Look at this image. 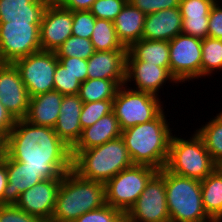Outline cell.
<instances>
[{"label": "cell", "mask_w": 222, "mask_h": 222, "mask_svg": "<svg viewBox=\"0 0 222 222\" xmlns=\"http://www.w3.org/2000/svg\"><path fill=\"white\" fill-rule=\"evenodd\" d=\"M58 62L71 72L81 83L87 79V60L78 57H57Z\"/></svg>", "instance_id": "ab89813d"}, {"label": "cell", "mask_w": 222, "mask_h": 222, "mask_svg": "<svg viewBox=\"0 0 222 222\" xmlns=\"http://www.w3.org/2000/svg\"><path fill=\"white\" fill-rule=\"evenodd\" d=\"M146 15L129 1L113 21L119 41L127 49L142 38Z\"/></svg>", "instance_id": "d4e9b609"}, {"label": "cell", "mask_w": 222, "mask_h": 222, "mask_svg": "<svg viewBox=\"0 0 222 222\" xmlns=\"http://www.w3.org/2000/svg\"><path fill=\"white\" fill-rule=\"evenodd\" d=\"M40 25L0 22V63H14L17 59L42 50Z\"/></svg>", "instance_id": "9c48e42d"}, {"label": "cell", "mask_w": 222, "mask_h": 222, "mask_svg": "<svg viewBox=\"0 0 222 222\" xmlns=\"http://www.w3.org/2000/svg\"><path fill=\"white\" fill-rule=\"evenodd\" d=\"M125 214L110 205L105 204L102 207L84 213L74 222H122Z\"/></svg>", "instance_id": "e575fe53"}, {"label": "cell", "mask_w": 222, "mask_h": 222, "mask_svg": "<svg viewBox=\"0 0 222 222\" xmlns=\"http://www.w3.org/2000/svg\"><path fill=\"white\" fill-rule=\"evenodd\" d=\"M132 165L122 137L82 150L72 159V170L81 178L104 184Z\"/></svg>", "instance_id": "277c9868"}, {"label": "cell", "mask_w": 222, "mask_h": 222, "mask_svg": "<svg viewBox=\"0 0 222 222\" xmlns=\"http://www.w3.org/2000/svg\"><path fill=\"white\" fill-rule=\"evenodd\" d=\"M201 77L222 70V39H202Z\"/></svg>", "instance_id": "4dcf8cb0"}, {"label": "cell", "mask_w": 222, "mask_h": 222, "mask_svg": "<svg viewBox=\"0 0 222 222\" xmlns=\"http://www.w3.org/2000/svg\"><path fill=\"white\" fill-rule=\"evenodd\" d=\"M0 158L6 163L8 183L3 194V205H15L20 194L44 180L25 164L9 158L3 151Z\"/></svg>", "instance_id": "ac0fdd59"}, {"label": "cell", "mask_w": 222, "mask_h": 222, "mask_svg": "<svg viewBox=\"0 0 222 222\" xmlns=\"http://www.w3.org/2000/svg\"><path fill=\"white\" fill-rule=\"evenodd\" d=\"M207 124L196 130V133L203 139L212 160L218 167L222 165V111L211 118Z\"/></svg>", "instance_id": "83f0119b"}, {"label": "cell", "mask_w": 222, "mask_h": 222, "mask_svg": "<svg viewBox=\"0 0 222 222\" xmlns=\"http://www.w3.org/2000/svg\"><path fill=\"white\" fill-rule=\"evenodd\" d=\"M62 100L63 94L55 90L30 97L25 120L33 125L54 128Z\"/></svg>", "instance_id": "603a6c76"}, {"label": "cell", "mask_w": 222, "mask_h": 222, "mask_svg": "<svg viewBox=\"0 0 222 222\" xmlns=\"http://www.w3.org/2000/svg\"><path fill=\"white\" fill-rule=\"evenodd\" d=\"M2 146H3V142L0 140V155L2 153Z\"/></svg>", "instance_id": "f6af8a7d"}, {"label": "cell", "mask_w": 222, "mask_h": 222, "mask_svg": "<svg viewBox=\"0 0 222 222\" xmlns=\"http://www.w3.org/2000/svg\"><path fill=\"white\" fill-rule=\"evenodd\" d=\"M72 11L51 0L40 25V46L43 51L56 50L72 35Z\"/></svg>", "instance_id": "4fadbf2b"}, {"label": "cell", "mask_w": 222, "mask_h": 222, "mask_svg": "<svg viewBox=\"0 0 222 222\" xmlns=\"http://www.w3.org/2000/svg\"><path fill=\"white\" fill-rule=\"evenodd\" d=\"M62 178L45 179L20 194L18 208L43 222L52 218Z\"/></svg>", "instance_id": "9a60e30c"}, {"label": "cell", "mask_w": 222, "mask_h": 222, "mask_svg": "<svg viewBox=\"0 0 222 222\" xmlns=\"http://www.w3.org/2000/svg\"><path fill=\"white\" fill-rule=\"evenodd\" d=\"M80 86L81 82L58 62L54 73V90L63 95L78 94Z\"/></svg>", "instance_id": "836d02e7"}, {"label": "cell", "mask_w": 222, "mask_h": 222, "mask_svg": "<svg viewBox=\"0 0 222 222\" xmlns=\"http://www.w3.org/2000/svg\"><path fill=\"white\" fill-rule=\"evenodd\" d=\"M217 0H180L182 34L199 39L208 37L209 14Z\"/></svg>", "instance_id": "44dd1931"}, {"label": "cell", "mask_w": 222, "mask_h": 222, "mask_svg": "<svg viewBox=\"0 0 222 222\" xmlns=\"http://www.w3.org/2000/svg\"><path fill=\"white\" fill-rule=\"evenodd\" d=\"M160 100L156 95L124 84L116 92L112 111L124 130L155 119L164 110Z\"/></svg>", "instance_id": "52a82bcc"}, {"label": "cell", "mask_w": 222, "mask_h": 222, "mask_svg": "<svg viewBox=\"0 0 222 222\" xmlns=\"http://www.w3.org/2000/svg\"><path fill=\"white\" fill-rule=\"evenodd\" d=\"M113 110V100H100L96 102L83 103L80 114L82 130L95 124L104 115Z\"/></svg>", "instance_id": "d6a6232c"}, {"label": "cell", "mask_w": 222, "mask_h": 222, "mask_svg": "<svg viewBox=\"0 0 222 222\" xmlns=\"http://www.w3.org/2000/svg\"><path fill=\"white\" fill-rule=\"evenodd\" d=\"M72 36L90 39L96 21L90 11H72Z\"/></svg>", "instance_id": "8d00e7d4"}, {"label": "cell", "mask_w": 222, "mask_h": 222, "mask_svg": "<svg viewBox=\"0 0 222 222\" xmlns=\"http://www.w3.org/2000/svg\"><path fill=\"white\" fill-rule=\"evenodd\" d=\"M82 105L83 102L78 94L63 95L54 131L70 148L76 144L81 136L80 114Z\"/></svg>", "instance_id": "d6986e66"}, {"label": "cell", "mask_w": 222, "mask_h": 222, "mask_svg": "<svg viewBox=\"0 0 222 222\" xmlns=\"http://www.w3.org/2000/svg\"><path fill=\"white\" fill-rule=\"evenodd\" d=\"M51 0H0V22L41 24Z\"/></svg>", "instance_id": "cb8c5ba5"}, {"label": "cell", "mask_w": 222, "mask_h": 222, "mask_svg": "<svg viewBox=\"0 0 222 222\" xmlns=\"http://www.w3.org/2000/svg\"><path fill=\"white\" fill-rule=\"evenodd\" d=\"M30 96L13 63H0V102L15 120L25 119Z\"/></svg>", "instance_id": "5bb4252c"}, {"label": "cell", "mask_w": 222, "mask_h": 222, "mask_svg": "<svg viewBox=\"0 0 222 222\" xmlns=\"http://www.w3.org/2000/svg\"><path fill=\"white\" fill-rule=\"evenodd\" d=\"M219 5L220 1L218 0L214 3L209 14L208 37L214 39H222V4Z\"/></svg>", "instance_id": "60d3db41"}, {"label": "cell", "mask_w": 222, "mask_h": 222, "mask_svg": "<svg viewBox=\"0 0 222 222\" xmlns=\"http://www.w3.org/2000/svg\"><path fill=\"white\" fill-rule=\"evenodd\" d=\"M91 42L95 51L127 50L119 41L113 21L96 19Z\"/></svg>", "instance_id": "f546056e"}, {"label": "cell", "mask_w": 222, "mask_h": 222, "mask_svg": "<svg viewBox=\"0 0 222 222\" xmlns=\"http://www.w3.org/2000/svg\"><path fill=\"white\" fill-rule=\"evenodd\" d=\"M2 151L11 159L25 164L45 179L62 178L72 170L71 148L55 133L54 128L16 120L3 141Z\"/></svg>", "instance_id": "6da1fadb"}, {"label": "cell", "mask_w": 222, "mask_h": 222, "mask_svg": "<svg viewBox=\"0 0 222 222\" xmlns=\"http://www.w3.org/2000/svg\"><path fill=\"white\" fill-rule=\"evenodd\" d=\"M15 122L16 120L0 102V140L2 142L6 139L14 127Z\"/></svg>", "instance_id": "b9f144b4"}, {"label": "cell", "mask_w": 222, "mask_h": 222, "mask_svg": "<svg viewBox=\"0 0 222 222\" xmlns=\"http://www.w3.org/2000/svg\"><path fill=\"white\" fill-rule=\"evenodd\" d=\"M60 6L71 11H90L96 0H55Z\"/></svg>", "instance_id": "7bdbcfd3"}, {"label": "cell", "mask_w": 222, "mask_h": 222, "mask_svg": "<svg viewBox=\"0 0 222 222\" xmlns=\"http://www.w3.org/2000/svg\"><path fill=\"white\" fill-rule=\"evenodd\" d=\"M193 135V136H192ZM190 139L172 136L165 168L176 175L205 179L218 166L205 147L203 139L196 133Z\"/></svg>", "instance_id": "8992f818"}, {"label": "cell", "mask_w": 222, "mask_h": 222, "mask_svg": "<svg viewBox=\"0 0 222 222\" xmlns=\"http://www.w3.org/2000/svg\"><path fill=\"white\" fill-rule=\"evenodd\" d=\"M211 222H222V220H212Z\"/></svg>", "instance_id": "bcb514c9"}, {"label": "cell", "mask_w": 222, "mask_h": 222, "mask_svg": "<svg viewBox=\"0 0 222 222\" xmlns=\"http://www.w3.org/2000/svg\"><path fill=\"white\" fill-rule=\"evenodd\" d=\"M95 52L91 39L78 36L68 37L56 50L57 57H78L88 60Z\"/></svg>", "instance_id": "1f68e13d"}, {"label": "cell", "mask_w": 222, "mask_h": 222, "mask_svg": "<svg viewBox=\"0 0 222 222\" xmlns=\"http://www.w3.org/2000/svg\"><path fill=\"white\" fill-rule=\"evenodd\" d=\"M157 172L151 166L138 164L122 170L105 183L106 204L126 214Z\"/></svg>", "instance_id": "ba28073f"}, {"label": "cell", "mask_w": 222, "mask_h": 222, "mask_svg": "<svg viewBox=\"0 0 222 222\" xmlns=\"http://www.w3.org/2000/svg\"><path fill=\"white\" fill-rule=\"evenodd\" d=\"M128 0H96L90 12L96 19L114 21Z\"/></svg>", "instance_id": "d590c367"}, {"label": "cell", "mask_w": 222, "mask_h": 222, "mask_svg": "<svg viewBox=\"0 0 222 222\" xmlns=\"http://www.w3.org/2000/svg\"><path fill=\"white\" fill-rule=\"evenodd\" d=\"M171 131L164 110L151 121L122 130L132 163L162 170L168 160Z\"/></svg>", "instance_id": "7a4b0ae2"}, {"label": "cell", "mask_w": 222, "mask_h": 222, "mask_svg": "<svg viewBox=\"0 0 222 222\" xmlns=\"http://www.w3.org/2000/svg\"><path fill=\"white\" fill-rule=\"evenodd\" d=\"M125 219L129 222H170L165 167L149 180L135 204L125 214Z\"/></svg>", "instance_id": "30bf717a"}, {"label": "cell", "mask_w": 222, "mask_h": 222, "mask_svg": "<svg viewBox=\"0 0 222 222\" xmlns=\"http://www.w3.org/2000/svg\"><path fill=\"white\" fill-rule=\"evenodd\" d=\"M126 61H144L170 68L169 41L140 39L127 49Z\"/></svg>", "instance_id": "484cf974"}, {"label": "cell", "mask_w": 222, "mask_h": 222, "mask_svg": "<svg viewBox=\"0 0 222 222\" xmlns=\"http://www.w3.org/2000/svg\"><path fill=\"white\" fill-rule=\"evenodd\" d=\"M57 63L58 58L55 52L40 50L17 59L13 64L20 72L29 96L33 97L54 90V73Z\"/></svg>", "instance_id": "8fae6325"}, {"label": "cell", "mask_w": 222, "mask_h": 222, "mask_svg": "<svg viewBox=\"0 0 222 222\" xmlns=\"http://www.w3.org/2000/svg\"><path fill=\"white\" fill-rule=\"evenodd\" d=\"M122 130L113 111L104 115L95 124L82 130L81 136L71 148L72 159L82 150L102 145L121 137Z\"/></svg>", "instance_id": "7402d4cb"}, {"label": "cell", "mask_w": 222, "mask_h": 222, "mask_svg": "<svg viewBox=\"0 0 222 222\" xmlns=\"http://www.w3.org/2000/svg\"><path fill=\"white\" fill-rule=\"evenodd\" d=\"M182 33L179 7L146 15L141 39L170 41Z\"/></svg>", "instance_id": "ffe728a7"}, {"label": "cell", "mask_w": 222, "mask_h": 222, "mask_svg": "<svg viewBox=\"0 0 222 222\" xmlns=\"http://www.w3.org/2000/svg\"><path fill=\"white\" fill-rule=\"evenodd\" d=\"M166 201L170 222H211L206 214L201 181L169 172L165 168Z\"/></svg>", "instance_id": "5b68a950"}, {"label": "cell", "mask_w": 222, "mask_h": 222, "mask_svg": "<svg viewBox=\"0 0 222 222\" xmlns=\"http://www.w3.org/2000/svg\"><path fill=\"white\" fill-rule=\"evenodd\" d=\"M127 50L95 51L87 60L89 79L114 80L119 86L125 84Z\"/></svg>", "instance_id": "e0dca14e"}, {"label": "cell", "mask_w": 222, "mask_h": 222, "mask_svg": "<svg viewBox=\"0 0 222 222\" xmlns=\"http://www.w3.org/2000/svg\"><path fill=\"white\" fill-rule=\"evenodd\" d=\"M105 204L104 183L86 180L70 170L61 179L51 221L74 222L84 213Z\"/></svg>", "instance_id": "3957f363"}, {"label": "cell", "mask_w": 222, "mask_h": 222, "mask_svg": "<svg viewBox=\"0 0 222 222\" xmlns=\"http://www.w3.org/2000/svg\"><path fill=\"white\" fill-rule=\"evenodd\" d=\"M132 81L135 82L134 90L148 92L156 96H159V90L163 88L161 86L165 85L166 81L178 84L170 73V68L144 61H126L125 85Z\"/></svg>", "instance_id": "2e32d148"}, {"label": "cell", "mask_w": 222, "mask_h": 222, "mask_svg": "<svg viewBox=\"0 0 222 222\" xmlns=\"http://www.w3.org/2000/svg\"><path fill=\"white\" fill-rule=\"evenodd\" d=\"M202 39L178 34L169 41L170 73L178 83L201 78Z\"/></svg>", "instance_id": "7c38bea8"}, {"label": "cell", "mask_w": 222, "mask_h": 222, "mask_svg": "<svg viewBox=\"0 0 222 222\" xmlns=\"http://www.w3.org/2000/svg\"><path fill=\"white\" fill-rule=\"evenodd\" d=\"M201 195L206 214L212 220H222V168L217 167L201 180Z\"/></svg>", "instance_id": "4316f807"}, {"label": "cell", "mask_w": 222, "mask_h": 222, "mask_svg": "<svg viewBox=\"0 0 222 222\" xmlns=\"http://www.w3.org/2000/svg\"><path fill=\"white\" fill-rule=\"evenodd\" d=\"M118 88L114 80L87 78L81 83L78 96L83 103L114 100Z\"/></svg>", "instance_id": "f1b7e54d"}, {"label": "cell", "mask_w": 222, "mask_h": 222, "mask_svg": "<svg viewBox=\"0 0 222 222\" xmlns=\"http://www.w3.org/2000/svg\"><path fill=\"white\" fill-rule=\"evenodd\" d=\"M145 15L164 9L179 7L180 0H128Z\"/></svg>", "instance_id": "f35d334b"}, {"label": "cell", "mask_w": 222, "mask_h": 222, "mask_svg": "<svg viewBox=\"0 0 222 222\" xmlns=\"http://www.w3.org/2000/svg\"><path fill=\"white\" fill-rule=\"evenodd\" d=\"M8 183L6 163L0 158V205H3V194Z\"/></svg>", "instance_id": "ee69618b"}, {"label": "cell", "mask_w": 222, "mask_h": 222, "mask_svg": "<svg viewBox=\"0 0 222 222\" xmlns=\"http://www.w3.org/2000/svg\"><path fill=\"white\" fill-rule=\"evenodd\" d=\"M0 222H43L40 218L29 215L16 205H0Z\"/></svg>", "instance_id": "74e56055"}]
</instances>
